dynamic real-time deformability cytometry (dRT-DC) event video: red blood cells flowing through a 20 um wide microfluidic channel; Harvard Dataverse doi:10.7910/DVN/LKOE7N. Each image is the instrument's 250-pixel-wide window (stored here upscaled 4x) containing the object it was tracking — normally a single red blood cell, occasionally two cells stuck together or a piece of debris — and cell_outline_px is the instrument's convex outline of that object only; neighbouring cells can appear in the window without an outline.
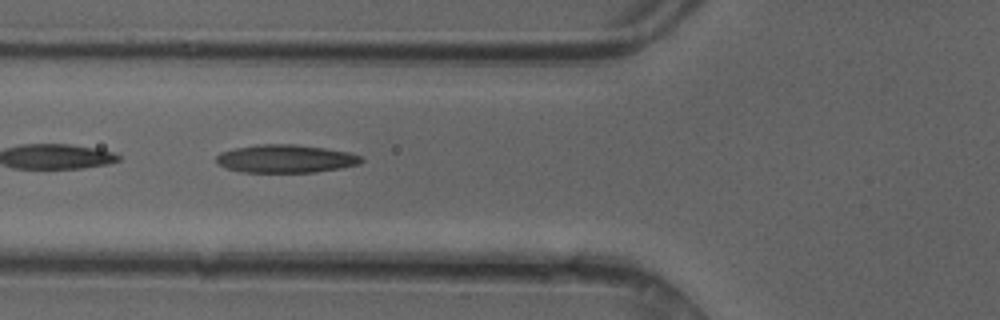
{"species": "common noctule bat (a hibernating species)", "species_latin": "Nyctalus noctula", "temperature_condition": "cold", "stored_images_in_passage": 27, "camera_frame_rate_fps": 3000, "um_per_image_px": 0.085, "animal": {"sex": "female"}, "frame": {"image": 1, "passage_image": 10, "time_ms": 3.0, "image_size_px": [1000, 320], "cell_outline_px": [[364, 160], [360, 164], [340, 168], [316, 172], [240, 172], [228, 168], [220, 164], [216, 160], [216, 156], [220, 152], [232, 148], [256, 144], [296, 144], [324, 148], [348, 152], [360, 156]], "centroid_in_image_um": [24.27, 13.48], "position_along_channel_um": 101.5, "area_um2": 23.76}}
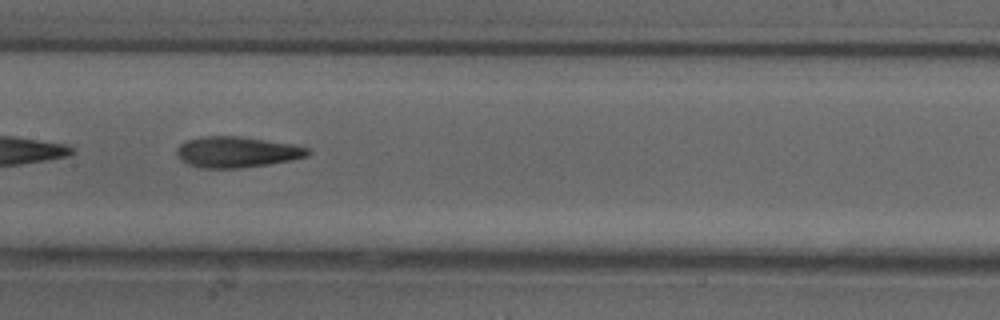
{"frame": {"image": 2, "passage_image": 16, "time_ms": 5.0, "image_size_px": [1000, 320], "cell_outline_px": [[312, 152], [308, 156], [292, 160], [268, 164], [240, 168], [200, 168], [188, 164], [176, 152], [176, 148], [184, 140], [204, 136], [240, 136], [296, 144], [308, 148]], "centroid_in_image_um": [20.17, 12.91], "position_along_channel_um": 187.2, "area_um2": 23.76}}
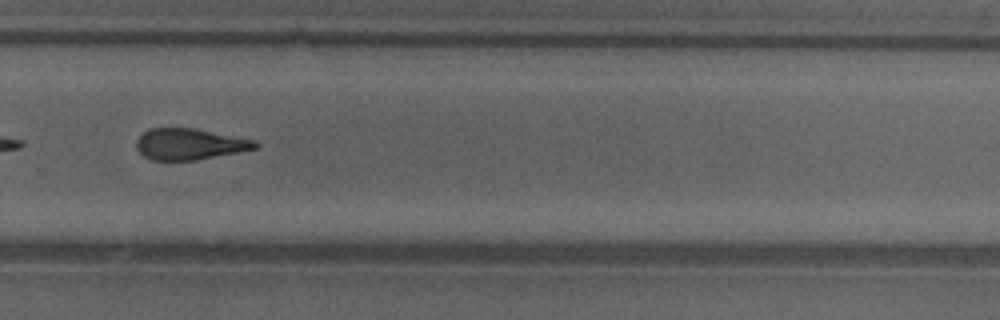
{"frame": {"image": 3, "passage_image": 25, "time_ms": 8.0, "image_size_px": [1000, 320], "cell_outline_px": [[260, 144], [256, 148], [240, 152], [196, 160], [152, 160], [144, 156], [136, 148], [136, 140], [148, 128], [196, 128], [256, 140]], "centroid_in_image_um": [16.14, 12.24], "position_along_channel_um": 313.7, "area_um2": 21.73}}